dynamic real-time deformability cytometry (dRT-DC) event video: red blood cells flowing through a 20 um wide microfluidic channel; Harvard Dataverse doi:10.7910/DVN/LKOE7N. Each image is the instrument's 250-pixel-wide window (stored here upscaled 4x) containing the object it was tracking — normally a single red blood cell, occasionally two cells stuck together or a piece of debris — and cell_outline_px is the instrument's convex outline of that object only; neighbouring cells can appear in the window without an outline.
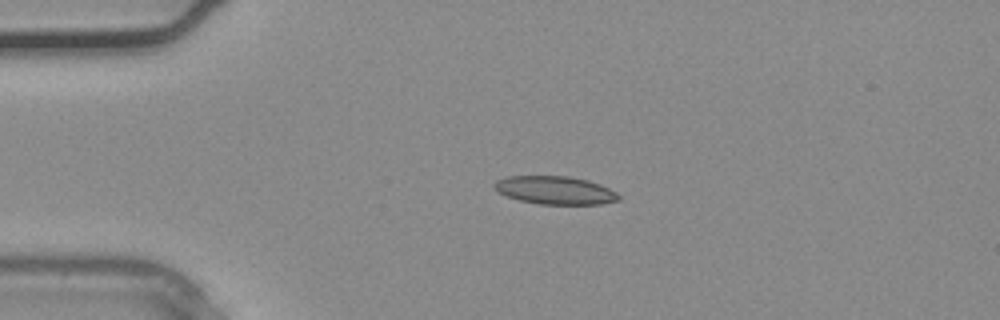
{"species": "common noctule bat (a hibernating species)", "species_latin": "Nyctalus noctula", "temperature_condition": "warm", "stored_images_in_passage": 3, "camera_frame_rate_fps": 3000, "um_per_image_px": 0.085, "animal": {"sex": "male", "body_mass_g": 20.4}, "frame": {"image": 1, "passage_image": 2, "time_ms": 0.333, "image_size_px": [1000, 320], "cell_outline_px": [[620, 200], [600, 204], [540, 204], [520, 200], [508, 196], [500, 192], [492, 184], [496, 180], [508, 176], [568, 176], [588, 180], [600, 184], [616, 192], [620, 196]], "centroid_in_image_um": [47.21, 16.16], "position_along_channel_um": 37.8, "area_um2": 20.23}}
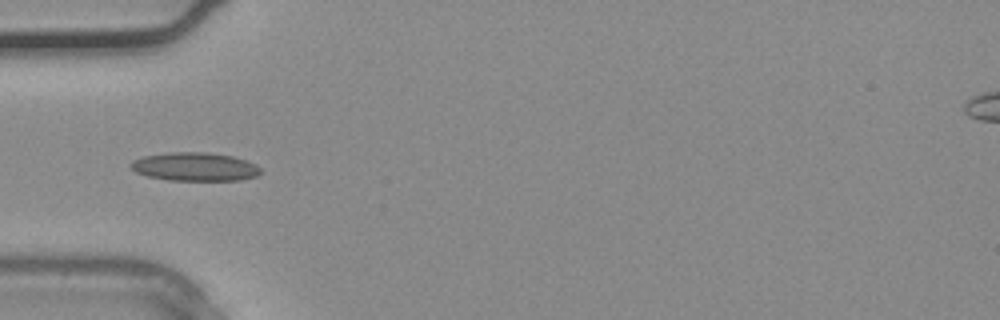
{"frame": {"image": 2, "passage_image": 3, "time_ms": 0.667, "image_size_px": [1000, 320], "cell_outline_px": [[264, 172], [256, 176], [240, 180], [168, 180], [148, 176], [136, 172], [128, 164], [132, 160], [144, 156], [168, 152], [208, 152], [232, 156], [256, 164]], "centroid_in_image_um": [16.57, 14.17], "position_along_channel_um": 68.4, "area_um2": 21.62}}